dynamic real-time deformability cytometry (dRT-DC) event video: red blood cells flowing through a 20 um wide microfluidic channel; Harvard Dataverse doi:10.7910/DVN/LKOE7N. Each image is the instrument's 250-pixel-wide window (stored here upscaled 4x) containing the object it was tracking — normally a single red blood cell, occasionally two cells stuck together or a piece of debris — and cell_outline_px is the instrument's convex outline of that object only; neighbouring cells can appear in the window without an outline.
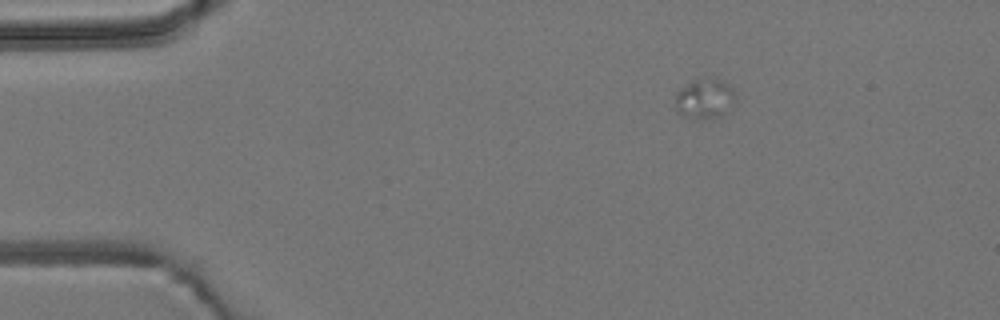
{"species": "common noctule bat (a hibernating species)", "species_latin": "Nyctalus noctula", "temperature_condition": "room temperature", "stored_images_in_passage": 3, "camera_frame_rate_fps": 3000, "um_per_image_px": 0.085, "animal": {"sex": "male", "body_mass_g": 19.2, "forearm_length_mm": 51.8}, "frame": {"image": 1, "passage_image": 1, "time_ms": 0.0, "image_size_px": [1000, 320], "cell_outline_px": [[736, 100], [716, 116], [708, 120], [692, 120], [680, 116], [676, 112], [676, 92], [680, 88], [692, 80], [716, 76], [728, 84], [732, 88], [736, 96]], "centroid_in_image_um": [59.84, 8.38], "position_along_channel_um": 25.2, "area_um2": 14.33}}